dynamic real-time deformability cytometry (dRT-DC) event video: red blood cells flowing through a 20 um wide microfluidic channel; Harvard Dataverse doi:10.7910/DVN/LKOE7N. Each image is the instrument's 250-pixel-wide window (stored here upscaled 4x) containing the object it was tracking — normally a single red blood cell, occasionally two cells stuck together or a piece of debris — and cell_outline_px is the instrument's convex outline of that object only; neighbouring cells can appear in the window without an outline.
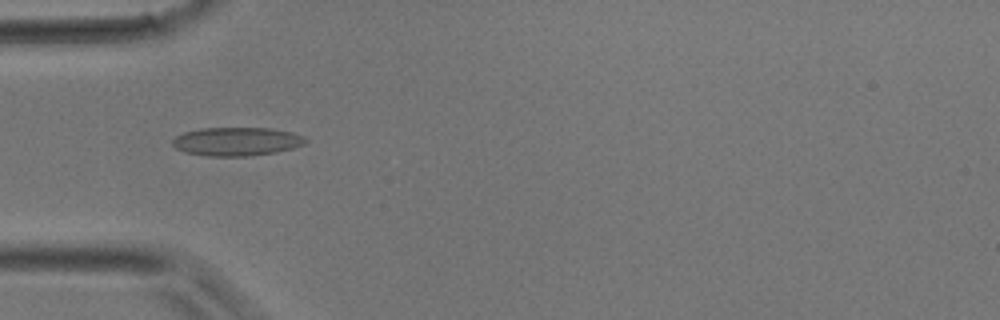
{"species": "common noctule bat (a hibernating species)", "species_latin": "Nyctalus noctula", "temperature_condition": "room temperature", "stored_images_in_passage": 39, "camera_frame_rate_fps": 3000, "um_per_image_px": 0.085, "animal": {"sex": "male", "body_mass_g": 17.9}, "frame": {"image": 1, "passage_image": 12, "time_ms": 3.667, "image_size_px": [1000, 320], "cell_outline_px": [[308, 140], [304, 144], [292, 148], [276, 152], [248, 156], [208, 156], [184, 152], [176, 148], [172, 144], [172, 140], [176, 136], [184, 132], [200, 128], [272, 128], [292, 132], [304, 136]], "centroid_in_image_um": [20.12, 12.02], "position_along_channel_um": 64.9, "area_um2": 22.2}}
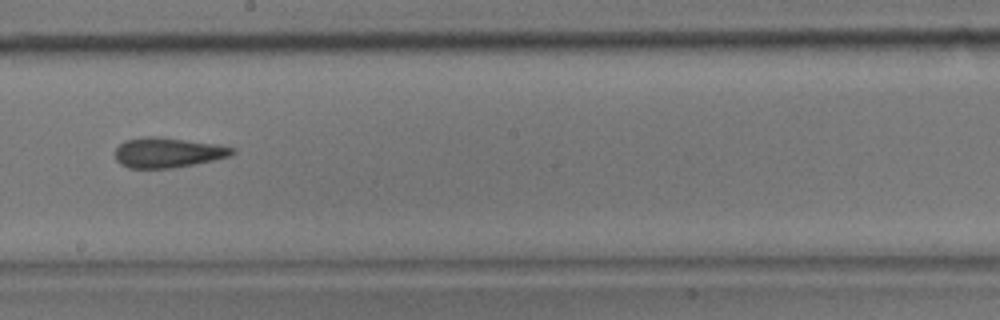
{"frame": {"image": 2, "passage_image": 22, "time_ms": 7.0, "image_size_px": [1000, 320], "cell_outline_px": [[236, 152], [228, 156], [212, 160], [172, 168], [128, 168], [120, 164], [116, 160], [116, 148], [124, 140], [144, 136], [156, 136], [220, 144], [236, 148]], "centroid_in_image_um": [14.26, 12.95], "position_along_channel_um": 233.9, "area_um2": 20.58}}
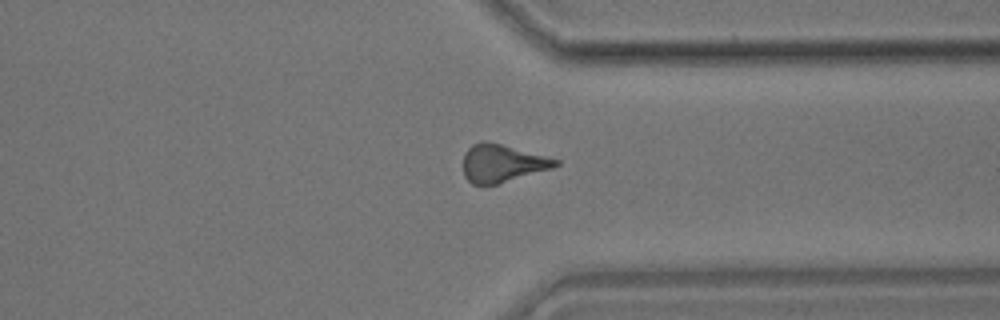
{"frame": {"image": 3, "passage_image": 30, "time_ms": 9.667, "image_size_px": [1000, 320], "cell_outline_px": [[560, 164], [552, 168], [496, 184], [472, 184], [464, 176], [464, 152], [472, 144], [480, 140], [484, 140], [500, 144], [560, 160]], "centroid_in_image_um": [42.65, 13.86], "position_along_channel_um": 368.7, "area_um2": 20.0}}